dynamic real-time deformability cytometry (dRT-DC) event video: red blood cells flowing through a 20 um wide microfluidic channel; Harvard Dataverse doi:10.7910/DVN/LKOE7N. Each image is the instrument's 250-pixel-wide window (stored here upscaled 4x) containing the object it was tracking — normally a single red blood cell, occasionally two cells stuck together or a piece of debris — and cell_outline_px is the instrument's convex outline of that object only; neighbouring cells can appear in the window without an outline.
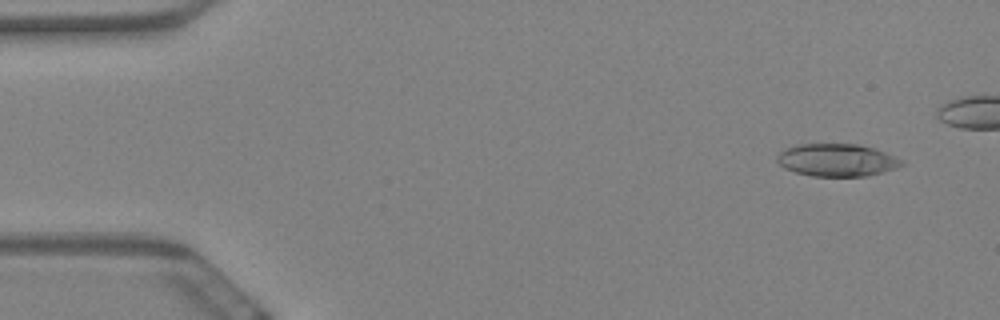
{"species": "Egyptian fruit bat (a non-hibernating species)", "species_latin": "Rousettus aegyptiacus", "temperature_condition": "warm", "stored_images_in_passage": 51, "camera_frame_rate_fps": 3000, "um_per_image_px": 0.085, "animal": {"sex": "female"}, "frame": {"image": 1, "passage_image": 4, "time_ms": 1.0, "image_size_px": [1000, 320], "cell_outline_px": [[904, 164], [896, 168], [868, 176], [812, 176], [796, 172], [784, 168], [776, 160], [776, 156], [780, 152], [796, 144], [860, 144], [884, 152], [904, 160]], "centroid_in_image_um": [71.14, 13.61], "position_along_channel_um": 13.9, "area_um2": 23.58}}
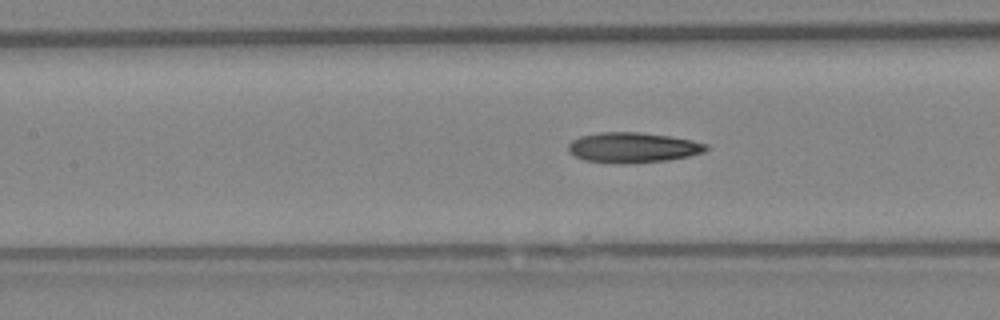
{"frame": {"image": 2, "passage_image": 26, "time_ms": 8.333, "image_size_px": [1000, 320], "cell_outline_px": [[708, 148], [704, 152], [688, 156], [668, 160], [624, 164], [584, 160], [568, 152], [568, 144], [572, 140], [580, 136], [600, 132], [640, 132], [668, 136], [692, 140], [708, 144]], "centroid_in_image_um": [53.78, 12.54], "position_along_channel_um": 153.6, "area_um2": 24.28}}
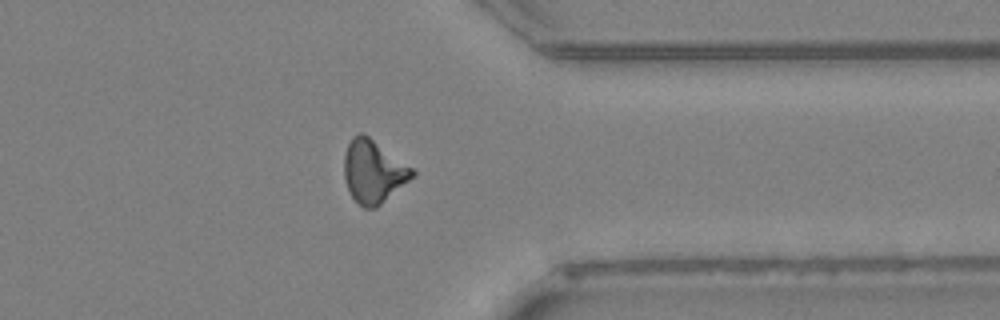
{"frame": {"image": 3, "passage_image": 46, "time_ms": 15.0, "image_size_px": [1000, 320], "cell_outline_px": [[416, 176], [376, 208], [364, 208], [352, 196], [348, 188], [344, 176], [344, 156], [348, 144], [352, 136], [360, 132], [364, 132], [412, 168], [416, 172]], "centroid_in_image_um": [31.75, 14.56], "position_along_channel_um": 379.7, "area_um2": 24.97}}